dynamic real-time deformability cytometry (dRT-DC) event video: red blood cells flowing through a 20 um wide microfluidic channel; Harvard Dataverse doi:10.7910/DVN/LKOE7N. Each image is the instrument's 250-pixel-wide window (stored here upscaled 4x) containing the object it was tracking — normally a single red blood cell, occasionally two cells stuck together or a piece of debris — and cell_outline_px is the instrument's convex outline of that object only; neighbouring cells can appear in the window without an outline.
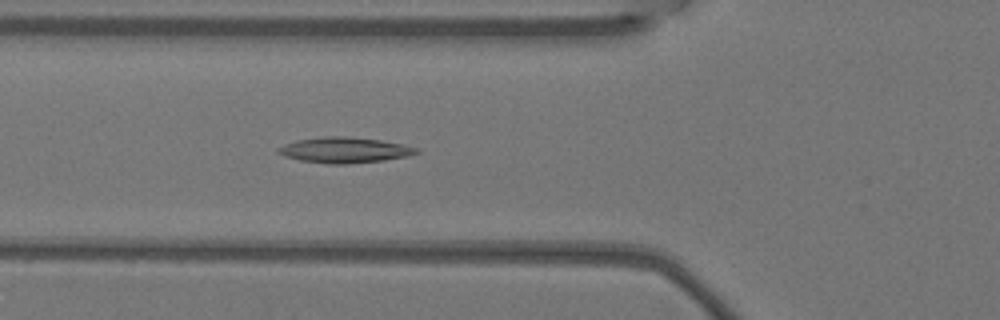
{"species": "Egyptian fruit bat (a non-hibernating species)", "species_latin": "Rousettus aegyptiacus", "temperature_condition": "warm", "stored_images_in_passage": 5, "camera_frame_rate_fps": 3000, "um_per_image_px": 0.085, "animal": {"sex": "female"}, "frame": {"image": 1, "passage_image": 5, "time_ms": 1.333, "image_size_px": [1000, 320], "cell_outline_px": [[420, 152], [408, 156], [384, 160], [348, 164], [328, 164], [300, 160], [284, 156], [276, 152], [276, 148], [284, 144], [296, 140], [324, 136], [348, 136], [380, 140], [420, 148]], "centroid_in_image_um": [29.26, 12.75], "position_along_channel_um": 96.5, "area_um2": 20.75}}